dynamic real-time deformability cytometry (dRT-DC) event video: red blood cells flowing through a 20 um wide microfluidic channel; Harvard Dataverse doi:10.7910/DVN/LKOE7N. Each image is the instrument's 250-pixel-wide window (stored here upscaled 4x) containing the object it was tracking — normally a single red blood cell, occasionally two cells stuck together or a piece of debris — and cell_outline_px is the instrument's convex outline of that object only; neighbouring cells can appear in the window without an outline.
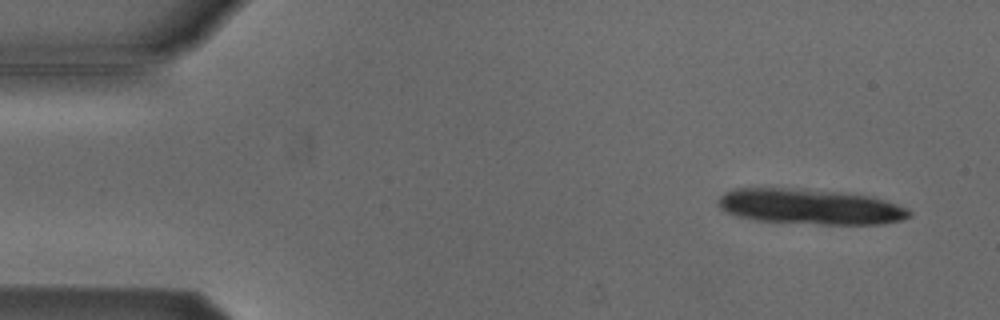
{"species": "Egyptian fruit bat (a non-hibernating species)", "species_latin": "Rousettus aegyptiacus", "temperature_condition": "cold", "stored_images_in_passage": 10, "camera_frame_rate_fps": 3000, "um_per_image_px": 0.085, "animal": {"sex": "male"}, "frame": {"image": 1, "passage_image": 1, "time_ms": 0.0, "image_size_px": [1000, 320], "cell_outline_px": [[912, 216], [900, 220], [884, 224], [820, 224], [756, 220], [736, 216], [724, 212], [716, 204], [716, 200], [724, 192], [732, 188], [800, 188], [844, 192], [872, 196], [908, 208], [912, 212]], "centroid_in_image_um": [68.83, 17.55], "position_along_channel_um": 16.2, "area_um2": 39.94}}